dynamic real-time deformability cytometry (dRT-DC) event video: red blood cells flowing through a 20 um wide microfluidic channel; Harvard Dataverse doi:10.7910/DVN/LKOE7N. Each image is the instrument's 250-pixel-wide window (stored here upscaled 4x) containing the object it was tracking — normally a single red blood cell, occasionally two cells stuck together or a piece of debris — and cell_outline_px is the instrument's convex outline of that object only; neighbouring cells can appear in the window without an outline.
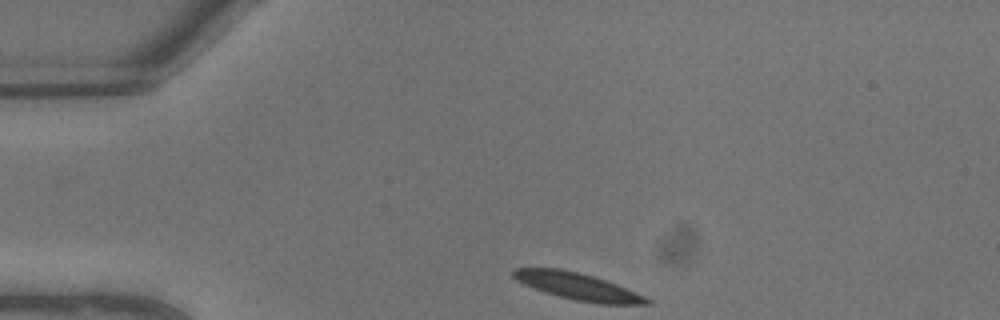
{"species": "common noctule bat (a hibernating species)", "species_latin": "Nyctalus noctula", "temperature_condition": "warm", "stored_images_in_passage": 7, "camera_frame_rate_fps": 3000, "um_per_image_px": 0.085, "animal": {"sex": "male", "body_mass_g": 13.3}, "frame": {"image": 1, "passage_image": 1, "time_ms": 0.0, "image_size_px": [1000, 320], "cell_outline_px": [[652, 304], [596, 304], [576, 300], [544, 292], [532, 288], [516, 280], [512, 276], [512, 268], [560, 268], [580, 272], [616, 284], [644, 296], [652, 300]], "centroid_in_image_um": [49.08, 24.34], "position_along_channel_um": 35.9, "area_um2": 20.92}}
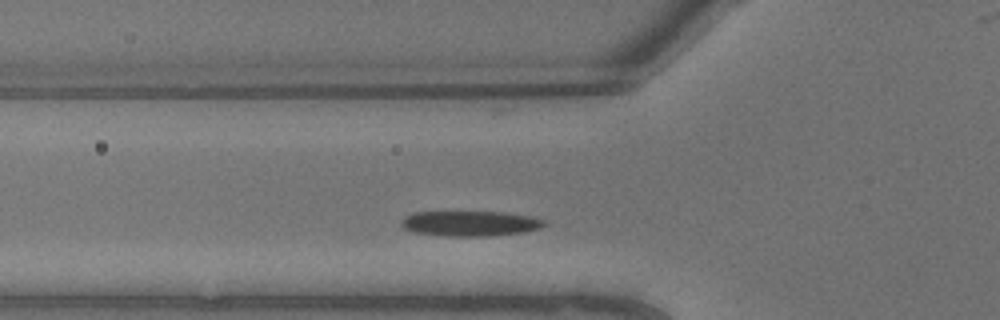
{"frame": {"image": 2, "passage_image": 4, "time_ms": 1.0, "image_size_px": [1000, 320], "cell_outline_px": [[548, 224], [540, 228], [524, 232], [492, 236], [444, 236], [416, 232], [404, 228], [400, 224], [400, 220], [404, 216], [416, 212], [504, 212], [532, 216], [544, 220]], "centroid_in_image_um": [39.99, 18.99], "position_along_channel_um": 85.8, "area_um2": 21.15}}
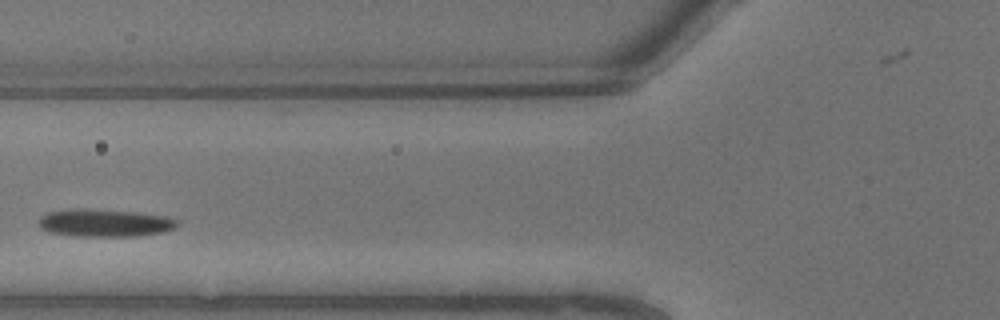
{"frame": {"image": 3, "passage_image": 5, "time_ms": 1.333, "image_size_px": [1000, 320], "cell_outline_px": [[180, 224], [176, 228], [164, 232], [132, 236], [72, 236], [48, 232], [40, 228], [40, 216], [48, 212], [84, 208], [136, 212], [164, 216], [180, 220]], "centroid_in_image_um": [8.93, 18.95], "position_along_channel_um": 116.9, "area_um2": 22.37}}